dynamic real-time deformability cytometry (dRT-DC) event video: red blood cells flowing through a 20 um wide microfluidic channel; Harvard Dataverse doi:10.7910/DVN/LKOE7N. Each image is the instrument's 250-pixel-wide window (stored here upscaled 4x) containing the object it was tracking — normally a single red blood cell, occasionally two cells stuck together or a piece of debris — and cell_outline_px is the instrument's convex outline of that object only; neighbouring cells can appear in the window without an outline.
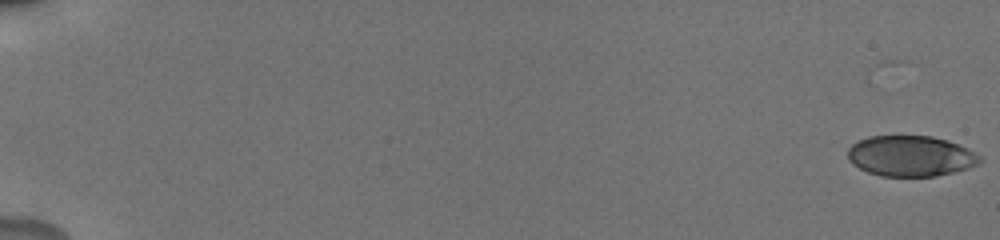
{"species": "human", "species_latin": "Homo sapiens", "temperature_condition": "cold", "stored_images_in_passage": 56, "camera_frame_rate_fps": 3000, "um_per_image_px": 0.085, "donor": {"sex": "male"}, "frame": {"image": 1, "passage_image": 1, "time_ms": 0.0, "image_size_px": [1000, 240], "cell_outline_px": [[984, 160], [980, 164], [968, 168], [936, 176], [880, 176], [868, 172], [852, 164], [848, 160], [848, 148], [852, 144], [868, 136], [932, 136], [948, 140], [980, 156]], "centroid_in_image_um": [77.39, 13.26], "position_along_channel_um": 7.6, "area_um2": 31.21}}
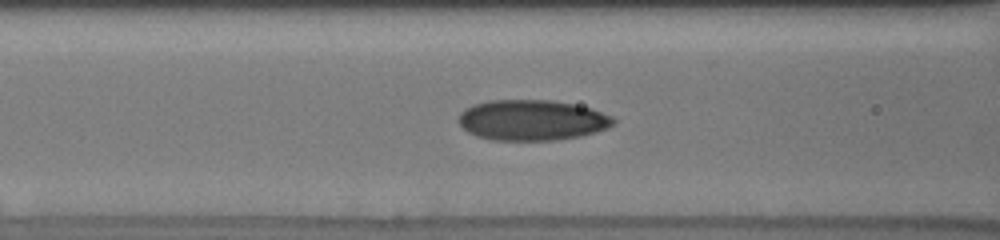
{"frame": {"image": 2, "passage_image": 26, "time_ms": 8.333, "image_size_px": [1000, 240], "cell_outline_px": [[616, 120], [608, 128], [596, 132], [580, 136], [556, 140], [492, 140], [476, 136], [468, 132], [460, 124], [460, 112], [464, 108], [488, 100], [552, 100], [592, 108], [612, 116]], "centroid_in_image_um": [45.23, 10.21], "position_along_channel_um": 121.4, "area_um2": 36.59}}
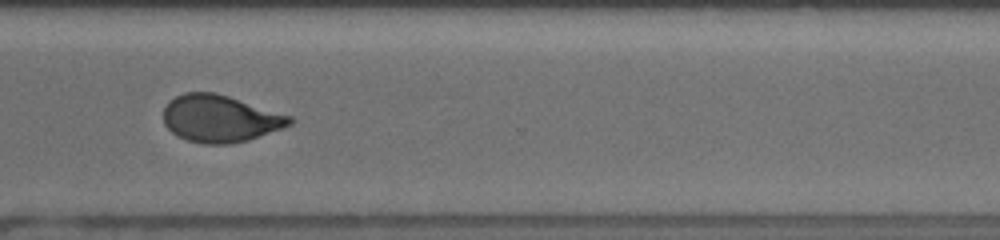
{"frame": {"image": 3, "passage_image": 44, "time_ms": 14.333, "image_size_px": [1000, 240], "cell_outline_px": [[296, 120], [292, 124], [284, 128], [248, 140], [232, 144], [204, 144], [188, 140], [172, 132], [164, 124], [164, 108], [168, 100], [184, 92], [216, 92], [292, 116]], "centroid_in_image_um": [18.73, 10.07], "position_along_channel_um": 351.9, "area_um2": 34.85}, "authors_computed_cell_mechanics": {"area_um2": 34.5355, "velocity_mm_per_s": 3.8438, "shape_relaxation_time_tau1_ms": 6.8935, "shape_relaxation_time_tau2_ms": 1.5422, "deformation_change_tau1": 0.1794, "deformation_change_tau2": 0.071}}